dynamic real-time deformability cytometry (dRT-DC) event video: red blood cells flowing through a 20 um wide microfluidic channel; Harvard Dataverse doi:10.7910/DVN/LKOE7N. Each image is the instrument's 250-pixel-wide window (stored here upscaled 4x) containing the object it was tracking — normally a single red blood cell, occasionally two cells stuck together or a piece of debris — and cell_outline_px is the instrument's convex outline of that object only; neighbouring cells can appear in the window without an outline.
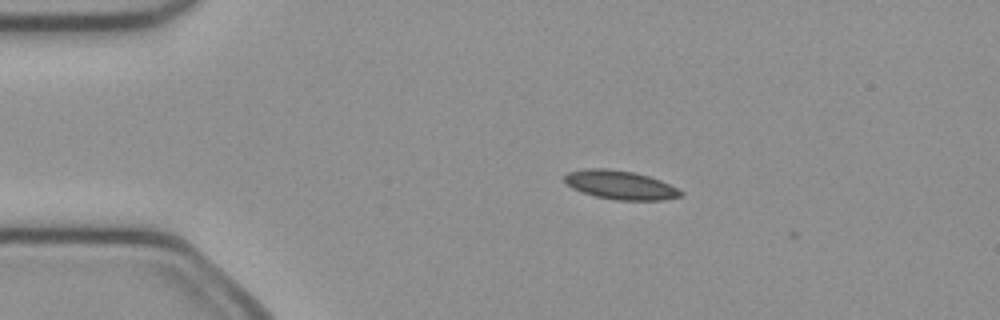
{"species": "common noctule bat (a hibernating species)", "species_latin": "Nyctalus noctula", "temperature_condition": "cold", "stored_images_in_passage": 4, "camera_frame_rate_fps": 3000, "um_per_image_px": 0.085, "animal": {"sex": "female", "body_mass_g": 21.9}, "frame": {"image": 1, "passage_image": 3, "time_ms": 0.667, "image_size_px": [1000, 320], "cell_outline_px": [[684, 192], [680, 196], [660, 200], [616, 200], [596, 196], [572, 188], [564, 180], [564, 176], [568, 172], [588, 168], [608, 168], [636, 172], [660, 180]], "centroid_in_image_um": [52.71, 15.71], "position_along_channel_um": 32.3, "area_um2": 19.31}}